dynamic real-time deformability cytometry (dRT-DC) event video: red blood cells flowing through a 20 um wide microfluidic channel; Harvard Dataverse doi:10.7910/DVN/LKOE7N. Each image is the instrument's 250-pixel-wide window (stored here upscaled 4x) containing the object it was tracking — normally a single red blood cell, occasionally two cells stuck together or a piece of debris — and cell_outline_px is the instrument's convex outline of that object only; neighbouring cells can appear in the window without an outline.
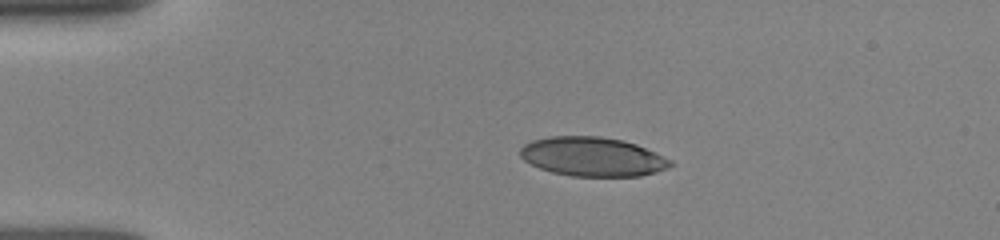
{"species": "human", "species_latin": "Homo sapiens", "temperature_condition": "room temperature", "stored_images_in_passage": 41, "camera_frame_rate_fps": 3000, "um_per_image_px": 0.085, "donor": {"sex": "female"}, "frame": {"image": 1, "passage_image": 1, "time_ms": 0.0, "image_size_px": [1000, 240], "cell_outline_px": [[676, 164], [668, 168], [656, 172], [640, 176], [572, 176], [552, 172], [540, 168], [524, 160], [520, 156], [520, 148], [524, 144], [532, 140], [548, 136], [600, 136], [624, 140], [636, 144], [672, 160]], "centroid_in_image_um": [50.38, 13.31], "position_along_channel_um": 34.6, "area_um2": 34.39}}
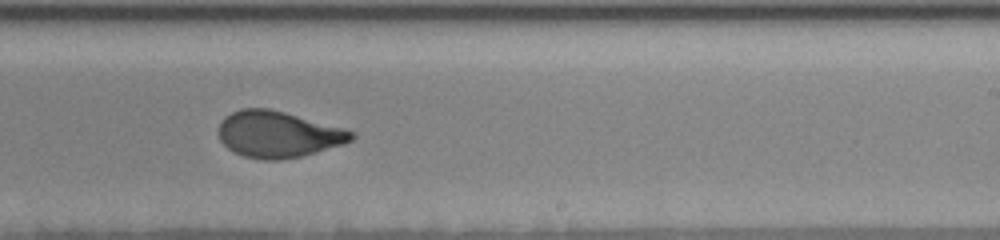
{"frame": {"image": 2, "passage_image": 22, "time_ms": 7.0, "image_size_px": [1000, 240], "cell_outline_px": [[356, 136], [352, 140], [344, 144], [300, 156], [280, 160], [264, 160], [244, 156], [228, 148], [220, 140], [220, 120], [224, 116], [240, 108], [268, 108], [284, 112], [344, 128], [356, 132]], "centroid_in_image_um": [23.65, 11.41], "position_along_channel_um": 265.3, "area_um2": 35.72}}
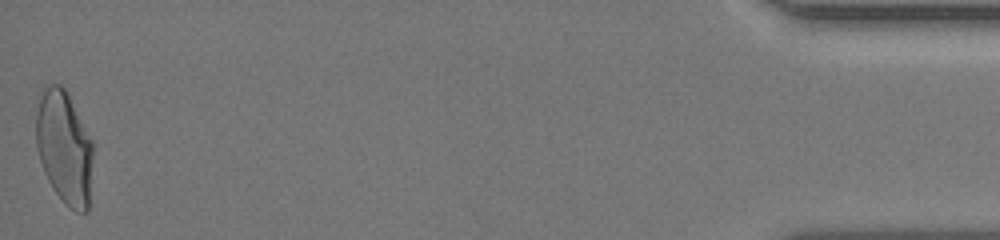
{"frame": {"image": 3, "passage_image": 41, "time_ms": 13.333, "image_size_px": [1000, 240], "cell_outline_px": [[92, 156], [88, 212], [76, 212], [64, 204], [52, 188], [44, 172], [36, 148], [36, 112], [40, 88], [44, 84], [60, 84], [68, 92], [92, 140]], "centroid_in_image_um": [5.44, 12.48], "position_along_channel_um": 429.8, "area_um2": 38.09}, "authors_computed_cell_mechanics": {"area_um2": 35.7782, "velocity_mm_per_s": 3.9651, "shape_relaxation_time_tau1_ms": 5.3117, "shape_relaxation_time_tau2_ms": 0.7922, "deformation_change_tau1": 0.2066, "deformation_change_tau2": 0.0576}}